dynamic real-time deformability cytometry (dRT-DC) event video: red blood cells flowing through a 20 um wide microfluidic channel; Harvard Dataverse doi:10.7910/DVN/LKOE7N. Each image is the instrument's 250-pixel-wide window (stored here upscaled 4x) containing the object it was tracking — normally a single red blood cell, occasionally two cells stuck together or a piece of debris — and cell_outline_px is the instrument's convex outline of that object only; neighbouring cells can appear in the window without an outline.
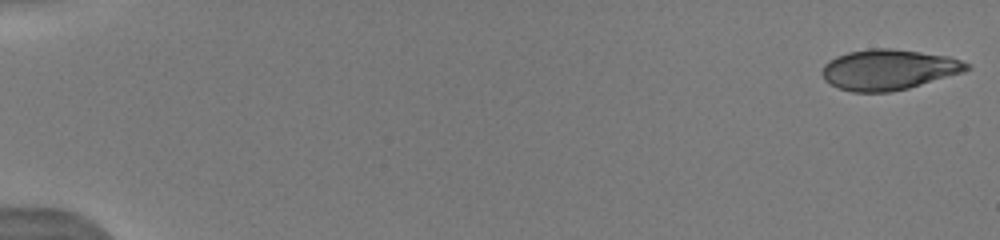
{"species": "human", "species_latin": "Homo sapiens", "temperature_condition": "warm", "stored_images_in_passage": 52, "camera_frame_rate_fps": 3000, "um_per_image_px": 0.085, "donor": {"sex": "male"}, "frame": {"image": 1, "passage_image": 1, "time_ms": 0.0, "image_size_px": [1000, 240], "cell_outline_px": [[972, 68], [964, 72], [908, 88], [892, 92], [852, 92], [840, 88], [824, 80], [820, 72], [824, 64], [828, 60], [836, 56], [848, 52], [868, 48], [892, 48], [948, 56], [960, 60], [968, 64]], "centroid_in_image_um": [75.51, 5.91], "position_along_channel_um": 9.5, "area_um2": 34.22}}
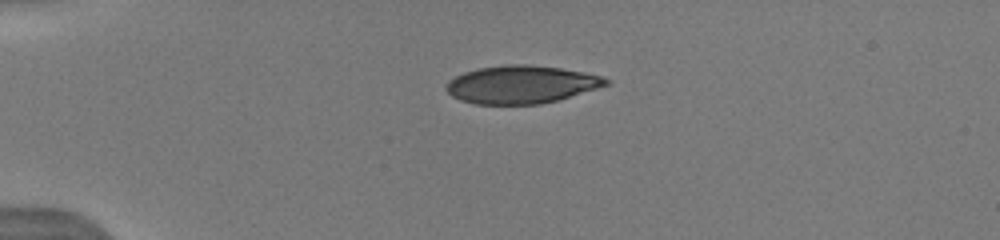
{"frame": {"image": 2, "passage_image": 12, "time_ms": 4.0, "image_size_px": [1000, 240], "cell_outline_px": [[608, 84], [560, 100], [540, 104], [476, 104], [460, 100], [452, 96], [444, 88], [448, 80], [464, 72], [480, 68], [504, 64], [524, 64], [560, 68], [604, 76], [608, 80]], "centroid_in_image_um": [44.28, 7.18], "position_along_channel_um": 40.7, "area_um2": 35.2}}
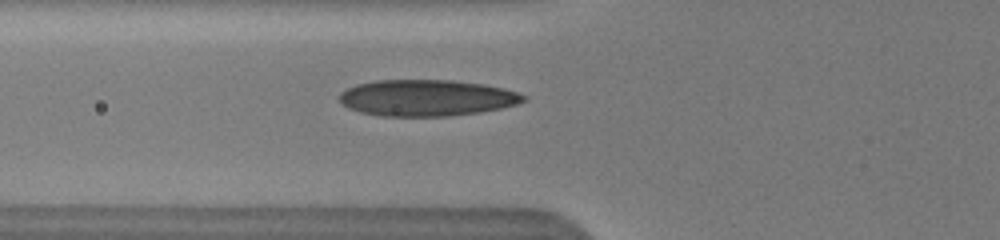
{"frame": {"image": 3, "passage_image": 18, "time_ms": 6.333, "image_size_px": [1000, 240], "cell_outline_px": [[528, 100], [516, 104], [500, 108], [480, 112], [448, 116], [380, 116], [360, 112], [348, 108], [340, 100], [340, 92], [356, 84], [376, 80], [452, 80], [484, 84], [504, 88], [528, 96]], "centroid_in_image_um": [36.28, 8.31], "position_along_channel_um": 89.5, "area_um2": 39.07}, "authors_computed_cell_mechanics": {"area_um2": 36.6163, "velocity_mm_per_s": 4.0929, "shape_relaxation_time_tau1_ms": 6.2385, "shape_relaxation_time_tau2_ms": 0.9211, "deformation_change_tau1": 0.2263, "deformation_change_tau2": 0.0676}}